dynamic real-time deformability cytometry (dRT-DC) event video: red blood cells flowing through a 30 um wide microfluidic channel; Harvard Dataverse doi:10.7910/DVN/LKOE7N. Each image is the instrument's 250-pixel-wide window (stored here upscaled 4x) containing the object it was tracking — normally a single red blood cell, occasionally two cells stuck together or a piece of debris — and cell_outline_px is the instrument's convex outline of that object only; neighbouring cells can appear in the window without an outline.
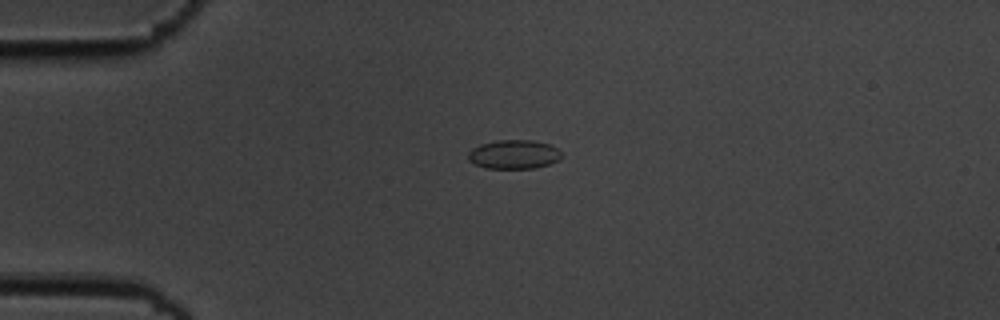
{"species": "common noctule bat (a hibernating species)", "species_latin": "Nyctalus noctula", "temperature_condition": "cold", "stored_images_in_passage": 3, "camera_frame_rate_fps": 3000, "um_per_image_px": 0.085, "animal": {"sex": "male", "body_mass_g": 19.5, "forearm_length_mm": 54.6}, "frame": {"image": 1, "passage_image": 1, "time_ms": 0.0, "image_size_px": [1000, 320], "cell_outline_px": [[564, 152], [560, 160], [536, 168], [484, 168], [468, 160], [468, 152], [472, 148], [480, 144], [496, 140], [532, 140], [552, 144]], "centroid_in_image_um": [43.73, 13.11], "position_along_channel_um": 41.3, "area_um2": 16.07}}
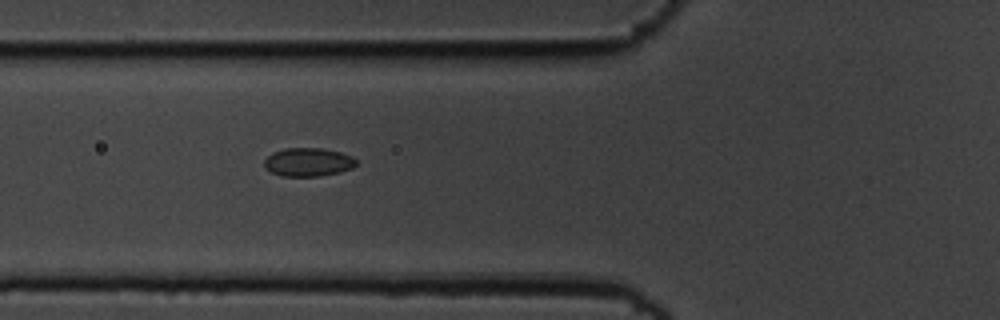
{"frame": {"image": 2, "passage_image": 3, "time_ms": 0.667, "image_size_px": [1000, 320], "cell_outline_px": [[356, 164], [352, 168], [340, 172], [320, 176], [280, 176], [272, 172], [264, 164], [264, 160], [272, 152], [284, 148], [324, 148], [340, 152], [352, 156], [356, 160]], "centroid_in_image_um": [26.2, 13.77], "position_along_channel_um": 99.6, "area_um2": 15.26}}